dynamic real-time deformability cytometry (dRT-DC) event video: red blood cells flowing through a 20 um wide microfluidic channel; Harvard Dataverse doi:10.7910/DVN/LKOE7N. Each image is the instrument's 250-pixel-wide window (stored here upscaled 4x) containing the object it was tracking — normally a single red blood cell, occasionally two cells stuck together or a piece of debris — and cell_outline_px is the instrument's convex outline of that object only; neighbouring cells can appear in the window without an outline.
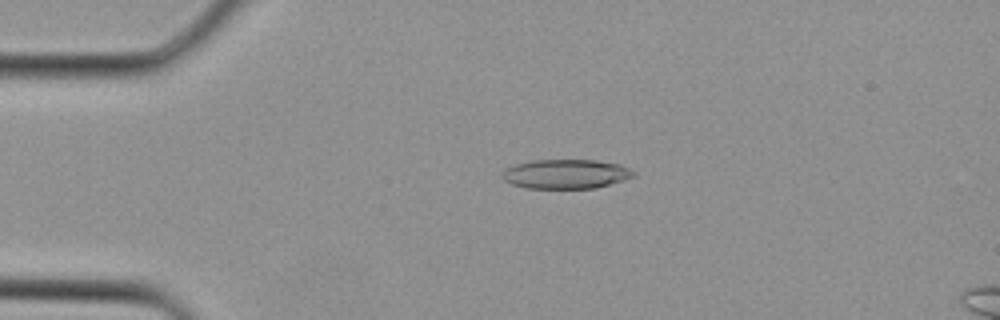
{"species": "Egyptian fruit bat (a non-hibernating species)", "species_latin": "Rousettus aegyptiacus", "temperature_condition": "cold", "stored_images_in_passage": 3, "camera_frame_rate_fps": 3000, "um_per_image_px": 0.085, "animal": {"sex": "female"}, "frame": {"image": 1, "passage_image": 2, "time_ms": 0.333, "image_size_px": [1000, 320], "cell_outline_px": [[636, 176], [596, 188], [528, 188], [512, 184], [504, 180], [500, 176], [504, 168], [516, 164], [532, 160], [596, 160], [620, 164], [636, 172]], "centroid_in_image_um": [48.09, 14.78], "position_along_channel_um": 36.9, "area_um2": 22.54}}